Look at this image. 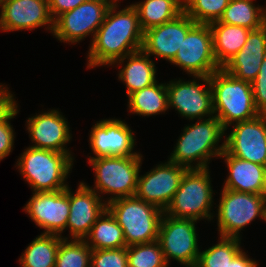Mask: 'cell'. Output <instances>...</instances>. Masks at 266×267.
<instances>
[{
	"mask_svg": "<svg viewBox=\"0 0 266 267\" xmlns=\"http://www.w3.org/2000/svg\"><path fill=\"white\" fill-rule=\"evenodd\" d=\"M141 160V154L89 158L96 179L94 188L88 187L99 194H111L108 201H103L106 204L119 198L135 196Z\"/></svg>",
	"mask_w": 266,
	"mask_h": 267,
	"instance_id": "8992f818",
	"label": "cell"
},
{
	"mask_svg": "<svg viewBox=\"0 0 266 267\" xmlns=\"http://www.w3.org/2000/svg\"><path fill=\"white\" fill-rule=\"evenodd\" d=\"M7 89L9 88L0 84V121L4 120L17 107L13 94Z\"/></svg>",
	"mask_w": 266,
	"mask_h": 267,
	"instance_id": "74e56055",
	"label": "cell"
},
{
	"mask_svg": "<svg viewBox=\"0 0 266 267\" xmlns=\"http://www.w3.org/2000/svg\"><path fill=\"white\" fill-rule=\"evenodd\" d=\"M219 236L241 239L239 231L256 217L266 222V194L222 189L217 205Z\"/></svg>",
	"mask_w": 266,
	"mask_h": 267,
	"instance_id": "ba28073f",
	"label": "cell"
},
{
	"mask_svg": "<svg viewBox=\"0 0 266 267\" xmlns=\"http://www.w3.org/2000/svg\"><path fill=\"white\" fill-rule=\"evenodd\" d=\"M87 0H48L49 12L53 20L66 11L75 9Z\"/></svg>",
	"mask_w": 266,
	"mask_h": 267,
	"instance_id": "8d00e7d4",
	"label": "cell"
},
{
	"mask_svg": "<svg viewBox=\"0 0 266 267\" xmlns=\"http://www.w3.org/2000/svg\"><path fill=\"white\" fill-rule=\"evenodd\" d=\"M230 0H183L184 12L197 24L219 21Z\"/></svg>",
	"mask_w": 266,
	"mask_h": 267,
	"instance_id": "d6a6232c",
	"label": "cell"
},
{
	"mask_svg": "<svg viewBox=\"0 0 266 267\" xmlns=\"http://www.w3.org/2000/svg\"><path fill=\"white\" fill-rule=\"evenodd\" d=\"M76 190L74 194L69 187L70 208L66 229L70 230L71 240H84L107 204L84 182H80Z\"/></svg>",
	"mask_w": 266,
	"mask_h": 267,
	"instance_id": "d6986e66",
	"label": "cell"
},
{
	"mask_svg": "<svg viewBox=\"0 0 266 267\" xmlns=\"http://www.w3.org/2000/svg\"><path fill=\"white\" fill-rule=\"evenodd\" d=\"M191 76H211L221 69L213 53V35L209 24H196L170 62Z\"/></svg>",
	"mask_w": 266,
	"mask_h": 267,
	"instance_id": "8fae6325",
	"label": "cell"
},
{
	"mask_svg": "<svg viewBox=\"0 0 266 267\" xmlns=\"http://www.w3.org/2000/svg\"><path fill=\"white\" fill-rule=\"evenodd\" d=\"M62 239L61 236L44 233L36 237L19 258L21 267H55Z\"/></svg>",
	"mask_w": 266,
	"mask_h": 267,
	"instance_id": "83f0119b",
	"label": "cell"
},
{
	"mask_svg": "<svg viewBox=\"0 0 266 267\" xmlns=\"http://www.w3.org/2000/svg\"><path fill=\"white\" fill-rule=\"evenodd\" d=\"M212 197L209 169H188L164 213L173 218L211 220Z\"/></svg>",
	"mask_w": 266,
	"mask_h": 267,
	"instance_id": "52a82bcc",
	"label": "cell"
},
{
	"mask_svg": "<svg viewBox=\"0 0 266 267\" xmlns=\"http://www.w3.org/2000/svg\"><path fill=\"white\" fill-rule=\"evenodd\" d=\"M119 0L110 6L88 51V67L114 65L125 56L142 50L144 31L133 5L116 12Z\"/></svg>",
	"mask_w": 266,
	"mask_h": 267,
	"instance_id": "6da1fadb",
	"label": "cell"
},
{
	"mask_svg": "<svg viewBox=\"0 0 266 267\" xmlns=\"http://www.w3.org/2000/svg\"><path fill=\"white\" fill-rule=\"evenodd\" d=\"M225 150L232 156L265 166L266 164V114L235 123L226 136Z\"/></svg>",
	"mask_w": 266,
	"mask_h": 267,
	"instance_id": "9a60e30c",
	"label": "cell"
},
{
	"mask_svg": "<svg viewBox=\"0 0 266 267\" xmlns=\"http://www.w3.org/2000/svg\"><path fill=\"white\" fill-rule=\"evenodd\" d=\"M114 1L87 0L75 9L62 13L54 20L52 34L61 42L73 44L93 34V41Z\"/></svg>",
	"mask_w": 266,
	"mask_h": 267,
	"instance_id": "30bf717a",
	"label": "cell"
},
{
	"mask_svg": "<svg viewBox=\"0 0 266 267\" xmlns=\"http://www.w3.org/2000/svg\"><path fill=\"white\" fill-rule=\"evenodd\" d=\"M213 35V53L222 68L245 45L250 29L215 21L209 24Z\"/></svg>",
	"mask_w": 266,
	"mask_h": 267,
	"instance_id": "cb8c5ba5",
	"label": "cell"
},
{
	"mask_svg": "<svg viewBox=\"0 0 266 267\" xmlns=\"http://www.w3.org/2000/svg\"><path fill=\"white\" fill-rule=\"evenodd\" d=\"M90 267H128L127 247L92 250Z\"/></svg>",
	"mask_w": 266,
	"mask_h": 267,
	"instance_id": "836d02e7",
	"label": "cell"
},
{
	"mask_svg": "<svg viewBox=\"0 0 266 267\" xmlns=\"http://www.w3.org/2000/svg\"><path fill=\"white\" fill-rule=\"evenodd\" d=\"M73 160L67 153L28 147L16 165L34 192H53L68 187Z\"/></svg>",
	"mask_w": 266,
	"mask_h": 267,
	"instance_id": "277c9868",
	"label": "cell"
},
{
	"mask_svg": "<svg viewBox=\"0 0 266 267\" xmlns=\"http://www.w3.org/2000/svg\"><path fill=\"white\" fill-rule=\"evenodd\" d=\"M195 222L197 220L162 215L158 241L168 265L171 258L186 267L196 265L200 250Z\"/></svg>",
	"mask_w": 266,
	"mask_h": 267,
	"instance_id": "9c48e42d",
	"label": "cell"
},
{
	"mask_svg": "<svg viewBox=\"0 0 266 267\" xmlns=\"http://www.w3.org/2000/svg\"><path fill=\"white\" fill-rule=\"evenodd\" d=\"M69 186L53 192H34L24 210L44 234L62 236L69 217Z\"/></svg>",
	"mask_w": 266,
	"mask_h": 267,
	"instance_id": "5bb4252c",
	"label": "cell"
},
{
	"mask_svg": "<svg viewBox=\"0 0 266 267\" xmlns=\"http://www.w3.org/2000/svg\"><path fill=\"white\" fill-rule=\"evenodd\" d=\"M132 5L143 31L170 22L184 12L183 0H144Z\"/></svg>",
	"mask_w": 266,
	"mask_h": 267,
	"instance_id": "484cf974",
	"label": "cell"
},
{
	"mask_svg": "<svg viewBox=\"0 0 266 267\" xmlns=\"http://www.w3.org/2000/svg\"><path fill=\"white\" fill-rule=\"evenodd\" d=\"M130 113L152 116L168 110L166 83L157 82L128 96Z\"/></svg>",
	"mask_w": 266,
	"mask_h": 267,
	"instance_id": "4316f807",
	"label": "cell"
},
{
	"mask_svg": "<svg viewBox=\"0 0 266 267\" xmlns=\"http://www.w3.org/2000/svg\"><path fill=\"white\" fill-rule=\"evenodd\" d=\"M131 128L119 119H103L93 125L89 143L94 157L137 156L133 152L135 138Z\"/></svg>",
	"mask_w": 266,
	"mask_h": 267,
	"instance_id": "e0dca14e",
	"label": "cell"
},
{
	"mask_svg": "<svg viewBox=\"0 0 266 267\" xmlns=\"http://www.w3.org/2000/svg\"><path fill=\"white\" fill-rule=\"evenodd\" d=\"M265 57L266 24L251 30L243 48L222 68L236 79L252 83Z\"/></svg>",
	"mask_w": 266,
	"mask_h": 267,
	"instance_id": "44dd1931",
	"label": "cell"
},
{
	"mask_svg": "<svg viewBox=\"0 0 266 267\" xmlns=\"http://www.w3.org/2000/svg\"><path fill=\"white\" fill-rule=\"evenodd\" d=\"M128 267H167L158 240L127 246Z\"/></svg>",
	"mask_w": 266,
	"mask_h": 267,
	"instance_id": "1f68e13d",
	"label": "cell"
},
{
	"mask_svg": "<svg viewBox=\"0 0 266 267\" xmlns=\"http://www.w3.org/2000/svg\"><path fill=\"white\" fill-rule=\"evenodd\" d=\"M187 170L188 168L169 160L161 163L143 176H138L135 196L165 211Z\"/></svg>",
	"mask_w": 266,
	"mask_h": 267,
	"instance_id": "4fadbf2b",
	"label": "cell"
},
{
	"mask_svg": "<svg viewBox=\"0 0 266 267\" xmlns=\"http://www.w3.org/2000/svg\"><path fill=\"white\" fill-rule=\"evenodd\" d=\"M219 157L225 158L224 161L229 170L224 189L266 194L265 166L234 157L226 150Z\"/></svg>",
	"mask_w": 266,
	"mask_h": 267,
	"instance_id": "7402d4cb",
	"label": "cell"
},
{
	"mask_svg": "<svg viewBox=\"0 0 266 267\" xmlns=\"http://www.w3.org/2000/svg\"><path fill=\"white\" fill-rule=\"evenodd\" d=\"M218 244L200 251L197 267H228L229 263L242 251L241 239L220 236Z\"/></svg>",
	"mask_w": 266,
	"mask_h": 267,
	"instance_id": "f546056e",
	"label": "cell"
},
{
	"mask_svg": "<svg viewBox=\"0 0 266 267\" xmlns=\"http://www.w3.org/2000/svg\"><path fill=\"white\" fill-rule=\"evenodd\" d=\"M17 107L2 121H0V161L10 154L14 145V130L9 123L10 119L14 118L19 110Z\"/></svg>",
	"mask_w": 266,
	"mask_h": 267,
	"instance_id": "d590c367",
	"label": "cell"
},
{
	"mask_svg": "<svg viewBox=\"0 0 266 267\" xmlns=\"http://www.w3.org/2000/svg\"><path fill=\"white\" fill-rule=\"evenodd\" d=\"M107 209L123 229L126 246L158 240L164 214L159 207L132 196L107 203Z\"/></svg>",
	"mask_w": 266,
	"mask_h": 267,
	"instance_id": "5b68a950",
	"label": "cell"
},
{
	"mask_svg": "<svg viewBox=\"0 0 266 267\" xmlns=\"http://www.w3.org/2000/svg\"><path fill=\"white\" fill-rule=\"evenodd\" d=\"M225 131L216 116L199 119V122L185 126L169 161L188 169L208 168V161L212 157L220 156L225 150V139L218 147ZM193 161L197 162L195 166L192 164Z\"/></svg>",
	"mask_w": 266,
	"mask_h": 267,
	"instance_id": "7a4b0ae2",
	"label": "cell"
},
{
	"mask_svg": "<svg viewBox=\"0 0 266 267\" xmlns=\"http://www.w3.org/2000/svg\"><path fill=\"white\" fill-rule=\"evenodd\" d=\"M92 249L85 240L64 238L59 244L55 267H90Z\"/></svg>",
	"mask_w": 266,
	"mask_h": 267,
	"instance_id": "4dcf8cb0",
	"label": "cell"
},
{
	"mask_svg": "<svg viewBox=\"0 0 266 267\" xmlns=\"http://www.w3.org/2000/svg\"><path fill=\"white\" fill-rule=\"evenodd\" d=\"M196 24L183 12L170 22L147 29L144 31L142 50L149 56L155 55L171 62Z\"/></svg>",
	"mask_w": 266,
	"mask_h": 267,
	"instance_id": "ac0fdd59",
	"label": "cell"
},
{
	"mask_svg": "<svg viewBox=\"0 0 266 267\" xmlns=\"http://www.w3.org/2000/svg\"><path fill=\"white\" fill-rule=\"evenodd\" d=\"M266 9L253 0H230L219 22L256 30L265 25Z\"/></svg>",
	"mask_w": 266,
	"mask_h": 267,
	"instance_id": "f1b7e54d",
	"label": "cell"
},
{
	"mask_svg": "<svg viewBox=\"0 0 266 267\" xmlns=\"http://www.w3.org/2000/svg\"><path fill=\"white\" fill-rule=\"evenodd\" d=\"M84 239L92 250L118 249L126 246L123 229L106 208Z\"/></svg>",
	"mask_w": 266,
	"mask_h": 267,
	"instance_id": "d4e9b609",
	"label": "cell"
},
{
	"mask_svg": "<svg viewBox=\"0 0 266 267\" xmlns=\"http://www.w3.org/2000/svg\"><path fill=\"white\" fill-rule=\"evenodd\" d=\"M0 8L2 31L33 30L48 25L46 29L53 33L48 0H0Z\"/></svg>",
	"mask_w": 266,
	"mask_h": 267,
	"instance_id": "2e32d148",
	"label": "cell"
},
{
	"mask_svg": "<svg viewBox=\"0 0 266 267\" xmlns=\"http://www.w3.org/2000/svg\"><path fill=\"white\" fill-rule=\"evenodd\" d=\"M143 50L136 51L117 60L119 65L127 60L125 66L119 71V80H122L127 88L129 96L135 91L142 90L156 83V68L153 60Z\"/></svg>",
	"mask_w": 266,
	"mask_h": 267,
	"instance_id": "603a6c76",
	"label": "cell"
},
{
	"mask_svg": "<svg viewBox=\"0 0 266 267\" xmlns=\"http://www.w3.org/2000/svg\"><path fill=\"white\" fill-rule=\"evenodd\" d=\"M193 81L172 80L166 84L168 108H175L185 118L203 119L214 115L209 76H193ZM197 80L202 81L201 85ZM207 86V87H206Z\"/></svg>",
	"mask_w": 266,
	"mask_h": 267,
	"instance_id": "7c38bea8",
	"label": "cell"
},
{
	"mask_svg": "<svg viewBox=\"0 0 266 267\" xmlns=\"http://www.w3.org/2000/svg\"><path fill=\"white\" fill-rule=\"evenodd\" d=\"M66 120L55 109L28 118L27 130L32 143H35L30 147L67 153L73 158L69 149L65 148L72 138Z\"/></svg>",
	"mask_w": 266,
	"mask_h": 267,
	"instance_id": "ffe728a7",
	"label": "cell"
},
{
	"mask_svg": "<svg viewBox=\"0 0 266 267\" xmlns=\"http://www.w3.org/2000/svg\"><path fill=\"white\" fill-rule=\"evenodd\" d=\"M258 263L250 259L243 250L229 263L228 267H257Z\"/></svg>",
	"mask_w": 266,
	"mask_h": 267,
	"instance_id": "f35d334b",
	"label": "cell"
},
{
	"mask_svg": "<svg viewBox=\"0 0 266 267\" xmlns=\"http://www.w3.org/2000/svg\"><path fill=\"white\" fill-rule=\"evenodd\" d=\"M209 78L214 114L226 130L235 122L248 121L260 115L254 104L250 82L236 79L223 68Z\"/></svg>",
	"mask_w": 266,
	"mask_h": 267,
	"instance_id": "3957f363",
	"label": "cell"
},
{
	"mask_svg": "<svg viewBox=\"0 0 266 267\" xmlns=\"http://www.w3.org/2000/svg\"><path fill=\"white\" fill-rule=\"evenodd\" d=\"M254 104L260 114H266V57L260 65L257 77L252 81Z\"/></svg>",
	"mask_w": 266,
	"mask_h": 267,
	"instance_id": "e575fe53",
	"label": "cell"
}]
</instances>
